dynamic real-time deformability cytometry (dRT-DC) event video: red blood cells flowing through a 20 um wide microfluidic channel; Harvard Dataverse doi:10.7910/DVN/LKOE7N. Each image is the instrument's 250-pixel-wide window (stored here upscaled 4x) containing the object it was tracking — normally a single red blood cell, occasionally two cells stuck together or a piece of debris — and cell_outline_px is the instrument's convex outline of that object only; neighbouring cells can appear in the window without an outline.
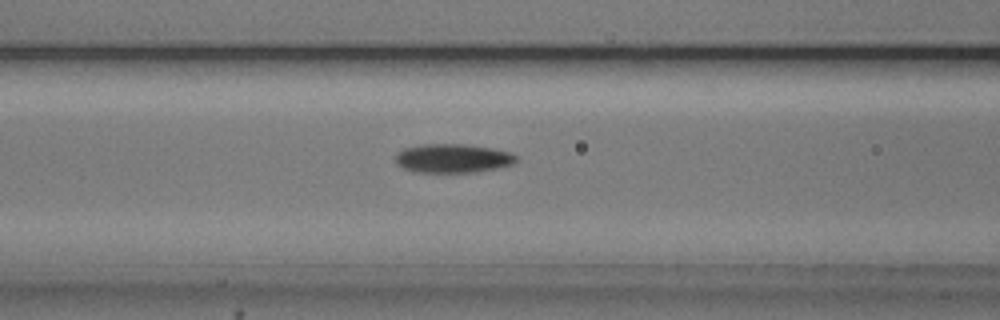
{"species": "common noctule bat (a hibernating species)", "species_latin": "Nyctalus noctula", "temperature_condition": "cold", "stored_images_in_passage": 17, "camera_frame_rate_fps": 3000, "um_per_image_px": 0.085, "animal": {"sex": "male", "body_mass_g": 20.5, "forearm_length_mm": 52.5}, "frame": {"image": 1, "passage_image": 10, "time_ms": 3.0, "image_size_px": [1000, 320], "cell_outline_px": [[520, 160], [516, 164], [476, 172], [412, 172], [396, 164], [396, 152], [404, 148], [420, 144], [468, 144], [492, 148], [512, 152]], "centroid_in_image_um": [38.52, 13.45], "position_along_channel_um": 128.1, "area_um2": 20.69}}
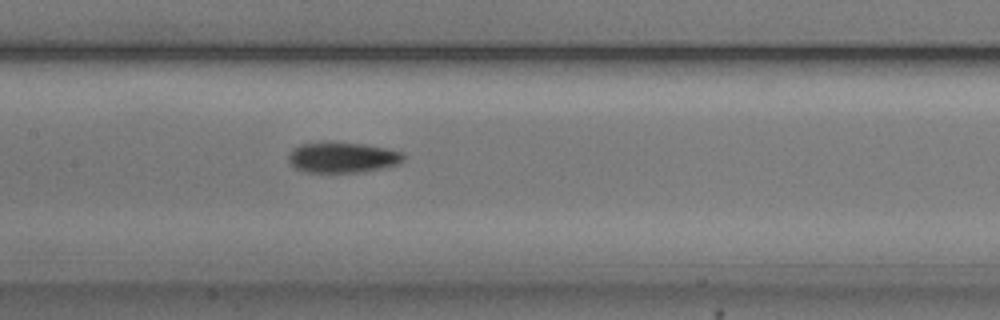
{"frame": {"image": 2, "passage_image": 14, "time_ms": 4.333, "image_size_px": [1000, 320], "cell_outline_px": [[404, 160], [400, 164], [384, 168], [364, 172], [304, 172], [296, 168], [288, 160], [288, 156], [292, 148], [300, 144], [324, 140], [328, 140], [364, 144], [388, 148], [404, 152]], "centroid_in_image_um": [29.13, 13.35], "position_along_channel_um": 178.3, "area_um2": 21.21}}